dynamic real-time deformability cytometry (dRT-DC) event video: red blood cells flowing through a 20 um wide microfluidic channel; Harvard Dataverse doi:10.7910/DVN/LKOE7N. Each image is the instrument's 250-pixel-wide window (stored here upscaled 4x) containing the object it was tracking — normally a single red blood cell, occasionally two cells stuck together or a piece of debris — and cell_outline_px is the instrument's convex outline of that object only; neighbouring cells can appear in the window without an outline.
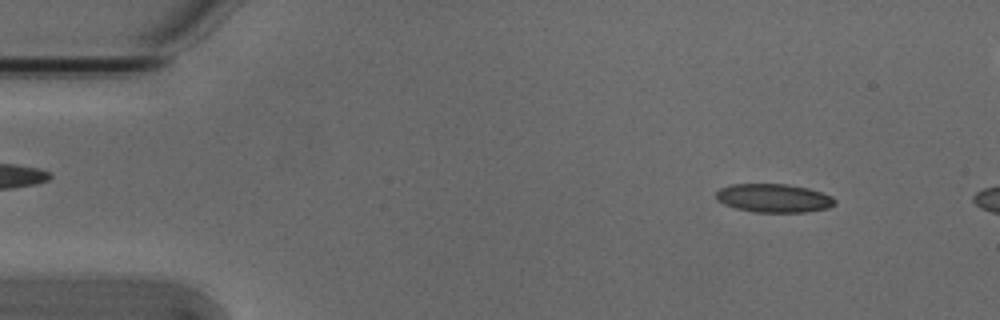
{"species": "Egyptian fruit bat (a non-hibernating species)", "species_latin": "Rousettus aegyptiacus", "temperature_condition": "cold", "stored_images_in_passage": 3, "camera_frame_rate_fps": 3000, "um_per_image_px": 0.085, "animal": {"sex": "male"}, "frame": {"image": 1, "passage_image": 1, "time_ms": 0.0, "image_size_px": [1000, 320], "cell_outline_px": [[836, 204], [828, 208], [804, 212], [756, 212], [736, 208], [724, 204], [716, 200], [716, 192], [720, 188], [732, 184], [788, 184], [808, 188], [832, 196], [836, 200]], "centroid_in_image_um": [65.77, 16.84], "position_along_channel_um": 19.2, "area_um2": 19.77}}